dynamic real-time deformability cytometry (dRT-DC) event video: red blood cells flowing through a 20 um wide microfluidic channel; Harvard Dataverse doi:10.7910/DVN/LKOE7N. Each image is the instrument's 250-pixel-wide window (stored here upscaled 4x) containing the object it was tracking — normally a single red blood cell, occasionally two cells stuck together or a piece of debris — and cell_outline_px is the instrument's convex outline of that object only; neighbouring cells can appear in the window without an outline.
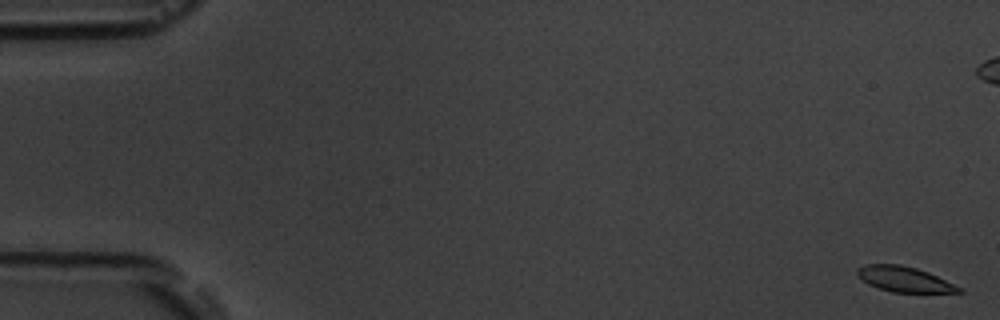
{"species": "common noctule bat (a hibernating species)", "species_latin": "Nyctalus noctula", "temperature_condition": "room temperature", "stored_images_in_passage": 6, "camera_frame_rate_fps": 3000, "um_per_image_px": 0.085, "animal": {"sex": "male", "body_mass_g": 19.5, "forearm_length_mm": 54.6}, "frame": {"image": 1, "passage_image": 1, "time_ms": 0.0, "image_size_px": [1000, 320], "cell_outline_px": [[964, 292], [892, 292], [868, 284], [856, 272], [856, 268], [864, 264], [900, 264], [916, 268], [928, 272], [964, 288]], "centroid_in_image_um": [76.89, 23.72], "position_along_channel_um": 8.1, "area_um2": 14.91}}